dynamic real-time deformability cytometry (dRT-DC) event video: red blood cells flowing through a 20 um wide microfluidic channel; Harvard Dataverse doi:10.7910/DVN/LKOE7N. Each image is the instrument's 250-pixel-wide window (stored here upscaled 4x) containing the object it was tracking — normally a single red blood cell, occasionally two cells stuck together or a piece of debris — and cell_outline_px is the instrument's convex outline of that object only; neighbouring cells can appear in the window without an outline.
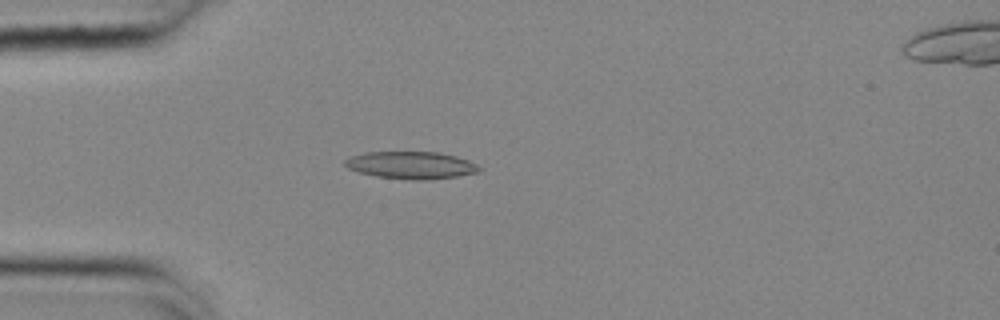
{"species": "common noctule bat (a hibernating species)", "species_latin": "Nyctalus noctula", "temperature_condition": "cold", "stored_images_in_passage": 55, "camera_frame_rate_fps": 3000, "um_per_image_px": 0.085, "animal": {"sex": "female", "body_mass_g": 25.1}, "frame": {"image": 1, "passage_image": 15, "time_ms": 4.667, "image_size_px": [1000, 320], "cell_outline_px": [[484, 168], [480, 172], [456, 176], [424, 180], [412, 180], [376, 176], [360, 172], [348, 168], [344, 164], [344, 160], [352, 156], [368, 152], [436, 152], [456, 156], [468, 160]], "centroid_in_image_um": [34.98, 14.04], "position_along_channel_um": 50.0, "area_um2": 21.27}}
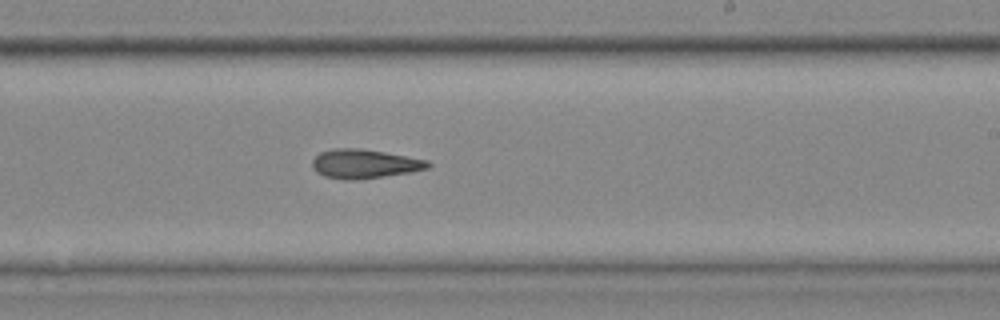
{"frame": {"image": 2, "passage_image": 33, "time_ms": 10.667, "image_size_px": [1000, 320], "cell_outline_px": [[432, 164], [428, 168], [412, 172], [356, 180], [344, 180], [324, 176], [316, 172], [312, 168], [312, 160], [320, 152], [332, 148], [360, 148], [384, 152], [428, 160]], "centroid_in_image_um": [30.96, 13.93], "position_along_channel_um": 258.0, "area_um2": 19.71}}
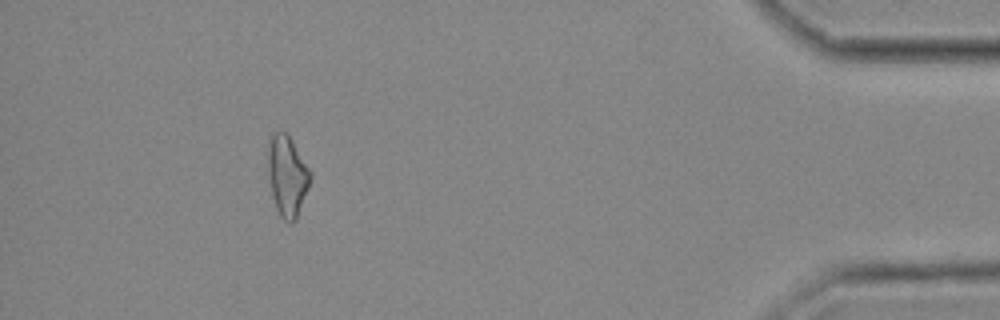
{"frame": {"image": 3, "passage_image": 50, "time_ms": 16.333, "image_size_px": [1000, 320], "cell_outline_px": [[312, 176], [308, 188], [296, 220], [292, 224], [284, 220], [280, 216], [276, 208], [272, 196], [268, 180], [268, 144], [272, 132], [284, 132], [288, 136], [312, 172]], "centroid_in_image_um": [24.4, 14.98], "position_along_channel_um": 410.8, "area_um2": 19.88}, "authors_computed_cell_mechanics": {"area_um2": 19.7098, "velocity_mm_per_s": 3.6758, "shape_relaxation_time_tau1_ms": 8.5161, "shape_relaxation_time_tau2_ms": 4.8705, "deformation_change_tau1": 0.1874, "deformation_change_tau2": 0.1554}}